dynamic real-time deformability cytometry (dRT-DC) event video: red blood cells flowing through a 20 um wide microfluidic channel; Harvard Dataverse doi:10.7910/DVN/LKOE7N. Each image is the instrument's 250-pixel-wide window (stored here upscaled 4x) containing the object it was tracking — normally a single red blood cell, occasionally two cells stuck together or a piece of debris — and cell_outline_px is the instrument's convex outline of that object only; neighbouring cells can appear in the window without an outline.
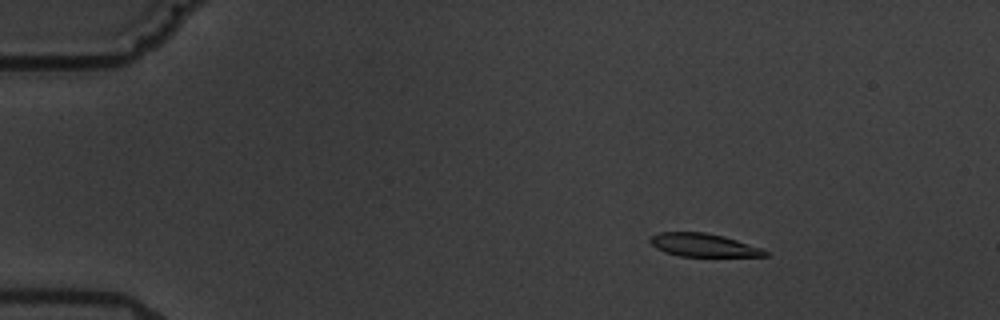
{"species": "common noctule bat (a hibernating species)", "species_latin": "Nyctalus noctula", "temperature_condition": "warm", "stored_images_in_passage": 6, "camera_frame_rate_fps": 3000, "um_per_image_px": 0.085, "animal": {"sex": "male", "body_mass_g": 19.5, "forearm_length_mm": 54.6}, "frame": {"image": 1, "passage_image": 3, "time_ms": 2.333, "image_size_px": [1000, 320], "cell_outline_px": [[768, 256], [680, 256], [664, 252], [656, 248], [648, 240], [648, 236], [656, 232], [704, 232], [724, 236], [760, 248], [768, 252]], "centroid_in_image_um": [59.7, 20.82], "position_along_channel_um": 25.3, "area_um2": 15.49}}
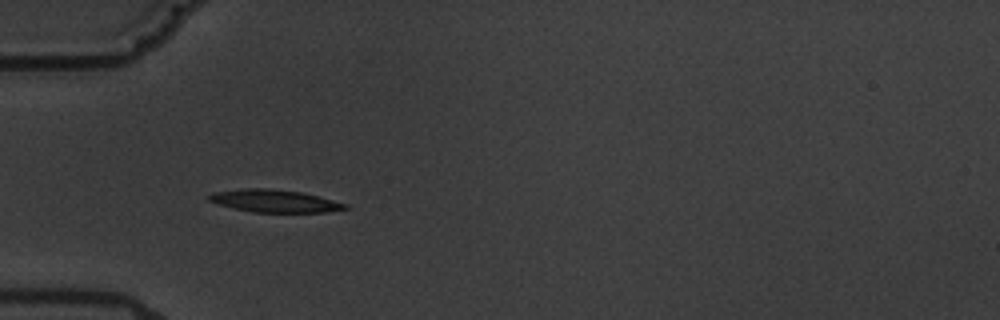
{"frame": {"image": 2, "passage_image": 5, "time_ms": 5.667, "image_size_px": [1000, 320], "cell_outline_px": [[348, 208], [328, 212], [252, 212], [232, 208], [208, 200], [204, 196], [212, 192], [248, 188], [268, 188], [300, 192], [348, 204]], "centroid_in_image_um": [23.28, 17.08], "position_along_channel_um": 61.7, "area_um2": 17.8}}
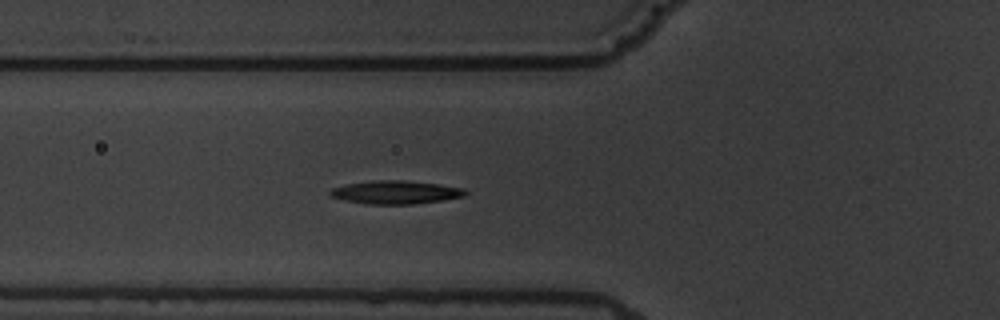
{"frame": {"image": 3, "passage_image": 6, "time_ms": 6.667, "image_size_px": [1000, 320], "cell_outline_px": [[468, 192], [464, 196], [440, 200], [412, 204], [364, 204], [344, 200], [328, 196], [328, 192], [332, 188], [344, 184], [372, 180], [404, 180], [440, 184], [464, 188]], "centroid_in_image_um": [33.57, 16.33], "position_along_channel_um": 92.2, "area_um2": 18.5}}